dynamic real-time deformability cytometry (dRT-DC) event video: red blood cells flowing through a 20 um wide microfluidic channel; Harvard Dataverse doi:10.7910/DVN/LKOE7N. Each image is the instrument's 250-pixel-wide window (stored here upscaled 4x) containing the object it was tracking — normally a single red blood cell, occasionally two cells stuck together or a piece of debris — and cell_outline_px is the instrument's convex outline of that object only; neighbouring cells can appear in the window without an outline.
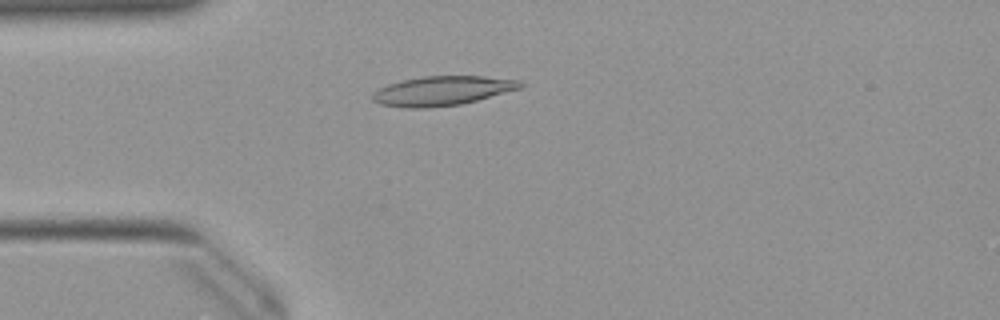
{"species": "Egyptian fruit bat (a non-hibernating species)", "species_latin": "Rousettus aegyptiacus", "temperature_condition": "warm", "stored_images_in_passage": 44, "camera_frame_rate_fps": 3000, "um_per_image_px": 0.085, "animal": {"sex": "female"}, "frame": {"image": 1, "passage_image": 7, "time_ms": 2.0, "image_size_px": [1000, 320], "cell_outline_px": [[524, 84], [520, 88], [476, 100], [460, 104], [428, 108], [408, 108], [380, 104], [372, 100], [372, 92], [388, 84], [400, 80], [424, 76], [484, 76], [520, 80]], "centroid_in_image_um": [37.55, 7.71], "position_along_channel_um": 47.4, "area_um2": 25.2}}
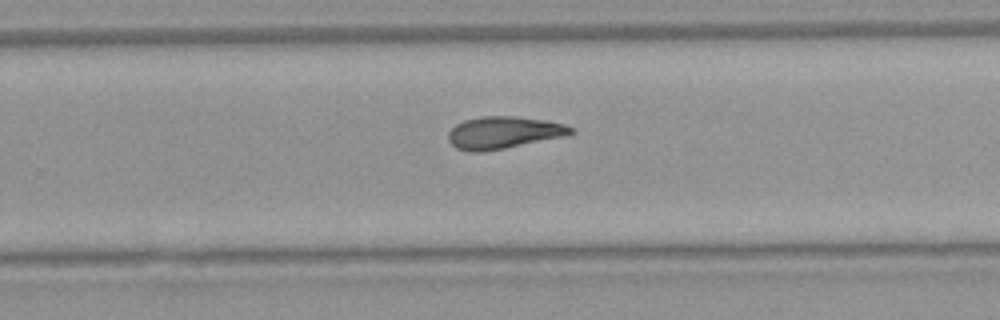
{"frame": {"image": 2, "passage_image": 26, "time_ms": 8.333, "image_size_px": [1000, 320], "cell_outline_px": [[576, 132], [564, 136], [504, 148], [480, 152], [468, 152], [456, 148], [448, 140], [448, 132], [456, 124], [464, 120], [480, 116], [516, 116], [544, 120], [564, 124], [576, 128]], "centroid_in_image_um": [42.79, 11.26], "position_along_channel_um": 287.0, "area_um2": 23.0}}
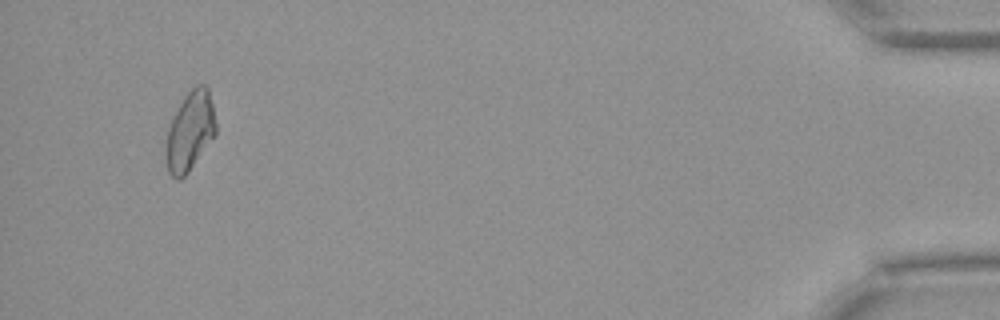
{"frame": {"image": 3, "passage_image": 42, "time_ms": 13.667, "image_size_px": [1000, 320], "cell_outline_px": [[216, 136], [188, 172], [180, 180], [176, 180], [168, 172], [164, 152], [164, 148], [168, 128], [184, 96], [196, 84], [204, 84], [208, 88], [212, 104], [216, 124]], "centroid_in_image_um": [16.14, 11.19], "position_along_channel_um": 419.1, "area_um2": 23.24}, "authors_computed_cell_mechanics": {"area_um2": 22.9755, "velocity_mm_per_s": 3.9916, "shape_relaxation_time_tau1_ms": null, "shape_relaxation_time_tau2_ms": 3.7207, "deformation_change_tau1": null, "deformation_change_tau2": 0.1264}}